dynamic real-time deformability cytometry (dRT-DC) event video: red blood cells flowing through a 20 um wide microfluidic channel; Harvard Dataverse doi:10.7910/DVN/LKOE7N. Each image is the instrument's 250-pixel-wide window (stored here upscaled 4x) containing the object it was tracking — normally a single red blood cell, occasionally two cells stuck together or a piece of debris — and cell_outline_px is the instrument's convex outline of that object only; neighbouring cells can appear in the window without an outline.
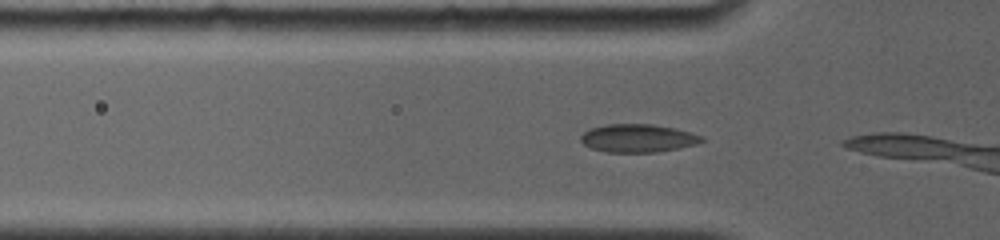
{"species": "common noctule bat (a hibernating species)", "species_latin": "Nyctalus noctula", "temperature_condition": "room temperature", "stored_images_in_passage": 5, "camera_frame_rate_fps": 4000, "um_per_image_px": 0.085, "animal": {"sex": "female", "body_mass_g": 19.0, "forearm_length_mm": 56.7}, "frame": {"image": 1, "passage_image": 2, "time_ms": 0.5, "image_size_px": [1000, 240], "cell_outline_px": [[704, 140], [696, 144], [680, 148], [656, 152], [608, 152], [592, 148], [584, 144], [580, 140], [580, 136], [588, 128], [608, 124], [652, 124], [676, 128], [704, 136]], "centroid_in_image_um": [54.23, 11.74], "position_along_channel_um": 71.6, "area_um2": 19.88}}